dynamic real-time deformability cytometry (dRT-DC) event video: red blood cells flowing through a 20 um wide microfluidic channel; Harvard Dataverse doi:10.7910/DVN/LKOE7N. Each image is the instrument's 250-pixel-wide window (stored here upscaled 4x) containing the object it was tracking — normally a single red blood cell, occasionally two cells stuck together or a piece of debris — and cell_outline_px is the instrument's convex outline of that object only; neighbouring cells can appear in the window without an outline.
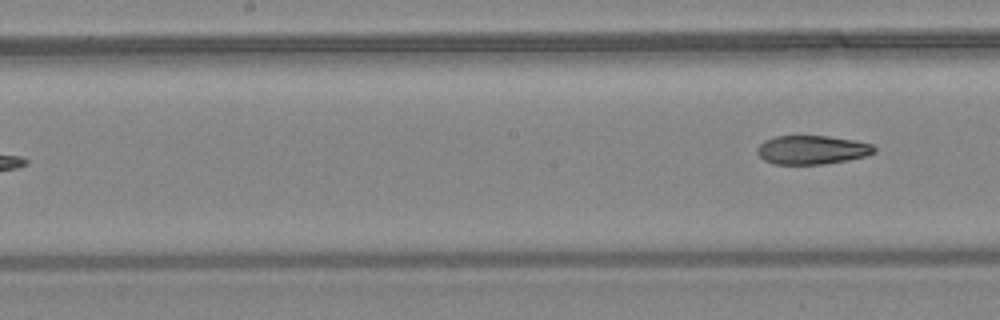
{"species": "common noctule bat (a hibernating species)", "species_latin": "Nyctalus noctula", "temperature_condition": "warm", "stored_images_in_passage": 8, "segment_of_instrument_passage": [2, 2], "camera_frame_rate_fps": 3000, "um_per_image_px": 0.085, "animal": {"sex": "female", "body_mass_g": 24.6, "forearm_length_mm": 56.2}, "frame": {"image": 1, "passage_image": 8, "time_ms": 8.333, "image_size_px": [1000, 320], "cell_outline_px": [[876, 152], [868, 156], [848, 160], [824, 164], [772, 164], [764, 160], [756, 152], [756, 148], [764, 140], [776, 136], [828, 136], [856, 140], [872, 144], [876, 148]], "centroid_in_image_um": [69.04, 12.74], "position_along_channel_um": 179.2, "area_um2": 19.88}}